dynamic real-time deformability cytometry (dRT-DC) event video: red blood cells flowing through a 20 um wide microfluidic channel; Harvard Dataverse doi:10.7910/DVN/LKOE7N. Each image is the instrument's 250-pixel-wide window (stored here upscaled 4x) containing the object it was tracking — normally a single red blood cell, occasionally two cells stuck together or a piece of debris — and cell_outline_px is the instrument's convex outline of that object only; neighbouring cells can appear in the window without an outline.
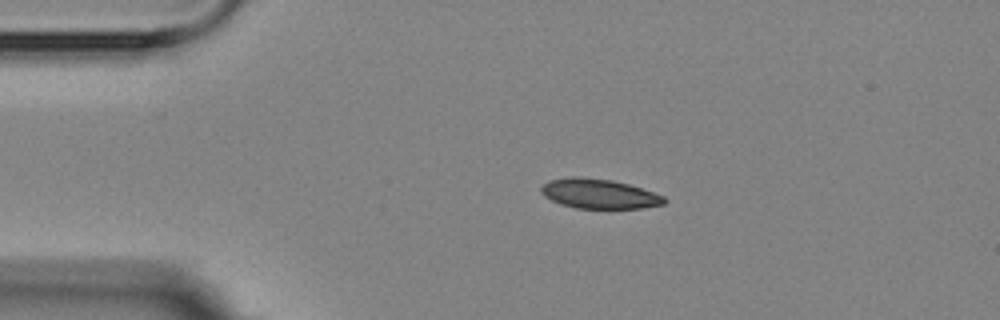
{"species": "Egyptian fruit bat (a non-hibernating species)", "species_latin": "Rousettus aegyptiacus", "temperature_condition": "room temperature", "stored_images_in_passage": 2, "camera_frame_rate_fps": 3000, "um_per_image_px": 0.085, "animal": {"sex": "female"}, "frame": {"image": 1, "passage_image": 1, "time_ms": 0.0, "image_size_px": [1000, 320], "cell_outline_px": [[668, 200], [664, 204], [640, 208], [576, 208], [560, 204], [544, 196], [540, 192], [540, 188], [548, 180], [572, 176], [576, 176], [612, 180], [628, 184], [664, 196]], "centroid_in_image_um": [50.89, 16.47], "position_along_channel_um": 34.1, "area_um2": 21.21}}